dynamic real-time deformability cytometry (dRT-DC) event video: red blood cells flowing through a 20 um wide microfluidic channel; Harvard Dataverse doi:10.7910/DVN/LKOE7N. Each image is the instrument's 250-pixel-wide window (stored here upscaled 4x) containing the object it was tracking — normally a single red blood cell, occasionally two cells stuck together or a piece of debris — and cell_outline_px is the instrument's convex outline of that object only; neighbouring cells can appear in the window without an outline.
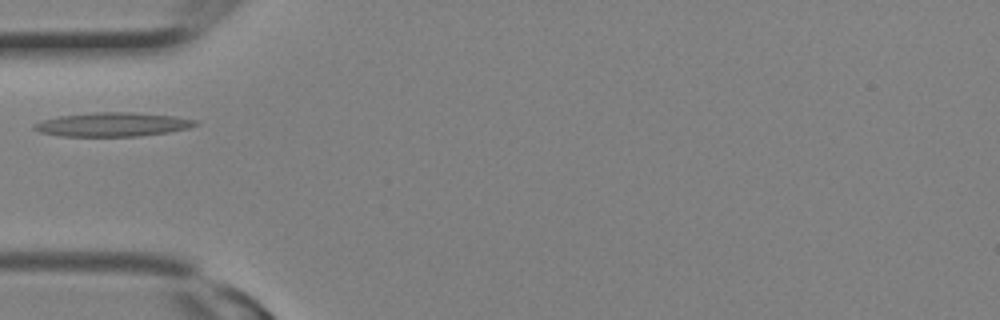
{"species": "Egyptian fruit bat (a non-hibernating species)", "species_latin": "Rousettus aegyptiacus", "temperature_condition": "room temperature", "stored_images_in_passage": 3, "camera_frame_rate_fps": 3000, "um_per_image_px": 0.085, "animal": {"sex": "female"}, "frame": {"image": 1, "passage_image": 3, "time_ms": 0.667, "image_size_px": [1000, 320], "cell_outline_px": [[200, 124], [188, 128], [168, 132], [140, 136], [60, 136], [40, 132], [32, 128], [32, 124], [44, 120], [60, 116], [92, 112], [128, 112], [176, 116], [196, 120]], "centroid_in_image_um": [9.58, 10.58], "position_along_channel_um": 75.4, "area_um2": 22.48}}